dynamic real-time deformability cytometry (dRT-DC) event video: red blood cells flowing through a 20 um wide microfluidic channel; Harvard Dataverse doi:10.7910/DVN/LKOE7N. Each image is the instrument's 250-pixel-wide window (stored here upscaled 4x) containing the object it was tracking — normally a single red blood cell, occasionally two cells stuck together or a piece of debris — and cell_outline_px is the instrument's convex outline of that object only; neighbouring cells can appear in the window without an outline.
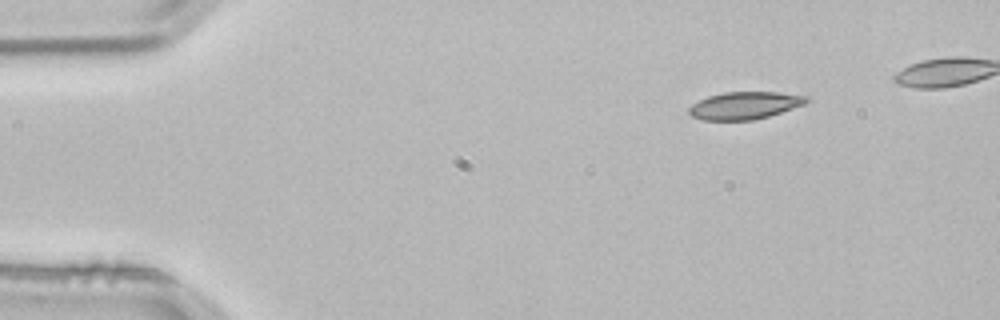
{"species": "common noctule bat (a hibernating species)", "species_latin": "Nyctalus noctula", "temperature_condition": "room temperature", "stored_images_in_passage": 3, "camera_frame_rate_fps": 3000, "um_per_image_px": 0.085, "animal": {"sex": "male", "body_mass_g": 21.5, "forearm_length_mm": 52.0}, "frame": {"image": 1, "passage_image": 1, "time_ms": 0.0, "image_size_px": [1000, 320], "cell_outline_px": [[808, 100], [804, 104], [768, 116], [752, 120], [700, 120], [692, 116], [688, 112], [688, 108], [692, 104], [708, 96], [724, 92], [776, 92], [808, 96]], "centroid_in_image_um": [63.25, 8.96], "position_along_channel_um": 21.7, "area_um2": 18.61}}